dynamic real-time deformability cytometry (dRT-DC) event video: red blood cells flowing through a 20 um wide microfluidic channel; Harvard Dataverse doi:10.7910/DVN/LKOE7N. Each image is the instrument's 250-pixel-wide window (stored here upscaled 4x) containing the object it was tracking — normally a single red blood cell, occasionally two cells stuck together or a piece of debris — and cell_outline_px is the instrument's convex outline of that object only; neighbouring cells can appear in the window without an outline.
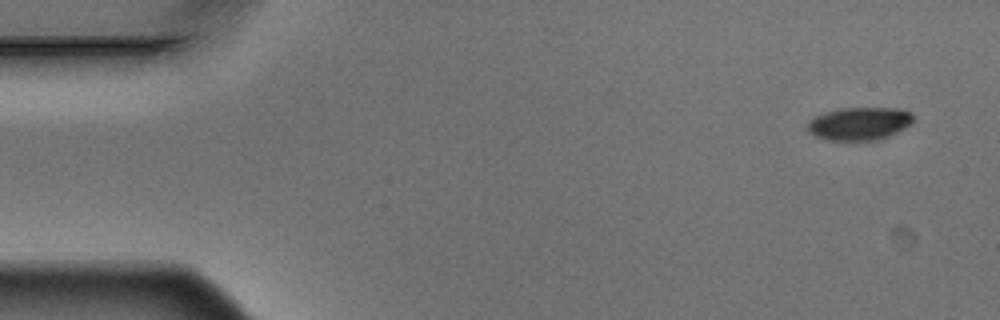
{"species": "Egyptian fruit bat (a non-hibernating species)", "species_latin": "Rousettus aegyptiacus", "temperature_condition": "warm", "stored_images_in_passage": 5, "camera_frame_rate_fps": 3000, "um_per_image_px": 0.085, "animal": {"sex": "male"}, "frame": {"image": 1, "passage_image": 1, "time_ms": 0.0, "image_size_px": [1000, 320], "cell_outline_px": [[916, 120], [912, 124], [880, 140], [828, 140], [816, 136], [808, 132], [808, 120], [824, 112], [840, 108], [900, 108], [912, 112]], "centroid_in_image_um": [73.09, 10.49], "position_along_channel_um": 11.9, "area_um2": 20.52}}
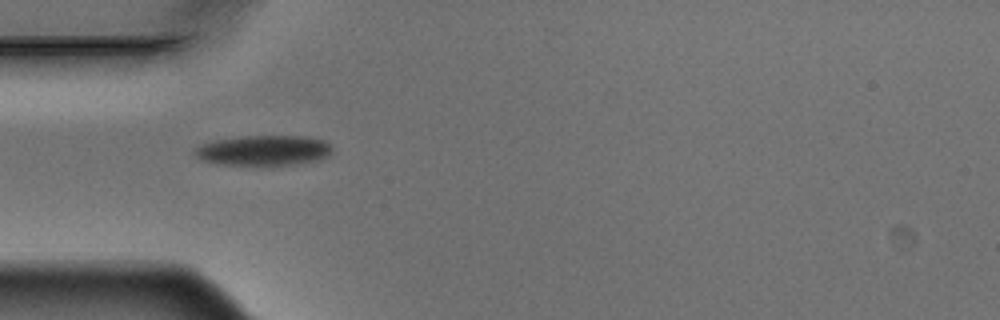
{"frame": {"image": 2, "passage_image": 5, "time_ms": 1.333, "image_size_px": [1000, 320], "cell_outline_px": [[332, 148], [328, 156], [320, 160], [300, 164], [220, 164], [200, 160], [192, 152], [196, 148], [212, 140], [244, 136], [300, 136], [324, 140]], "centroid_in_image_um": [22.4, 12.78], "position_along_channel_um": 62.6, "area_um2": 23.99}}